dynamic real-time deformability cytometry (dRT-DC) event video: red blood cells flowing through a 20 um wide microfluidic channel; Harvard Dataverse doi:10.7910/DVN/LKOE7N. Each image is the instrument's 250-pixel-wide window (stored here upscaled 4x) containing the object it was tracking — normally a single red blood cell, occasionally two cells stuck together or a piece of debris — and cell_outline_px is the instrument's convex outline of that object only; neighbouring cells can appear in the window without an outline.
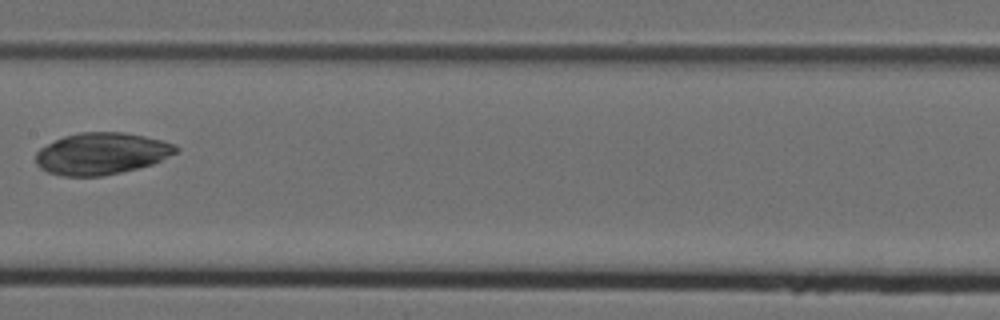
{"species": "Egyptian fruit bat (a non-hibernating species)", "species_latin": "Rousettus aegyptiacus", "temperature_condition": "cold", "stored_images_in_passage": 7, "camera_frame_rate_fps": 3000, "um_per_image_px": 0.085, "animal": {"sex": "female"}, "frame": {"image": 1, "passage_image": 7, "time_ms": 2.0, "image_size_px": [1000, 320], "cell_outline_px": [[180, 152], [152, 164], [104, 176], [60, 176], [48, 172], [40, 168], [36, 164], [36, 152], [40, 148], [64, 136], [80, 132], [124, 132], [144, 136], [176, 144], [180, 148]], "centroid_in_image_um": [8.65, 13.06], "position_along_channel_um": 198.8, "area_um2": 34.22}}